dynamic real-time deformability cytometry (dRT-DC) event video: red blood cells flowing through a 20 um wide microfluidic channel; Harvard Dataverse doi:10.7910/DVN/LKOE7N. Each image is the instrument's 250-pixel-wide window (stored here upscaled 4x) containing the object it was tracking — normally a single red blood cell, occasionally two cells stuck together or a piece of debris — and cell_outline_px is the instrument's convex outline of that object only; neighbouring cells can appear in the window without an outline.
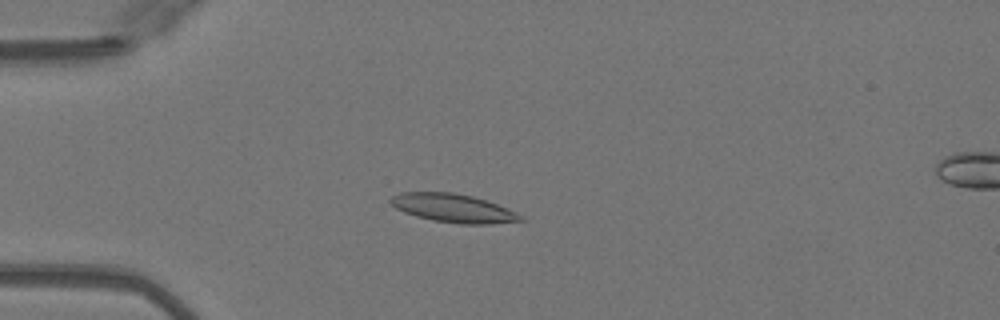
{"species": "Egyptian fruit bat (a non-hibernating species)", "species_latin": "Rousettus aegyptiacus", "temperature_condition": "warm", "stored_images_in_passage": 50, "camera_frame_rate_fps": 3000, "um_per_image_px": 0.085, "animal": {"sex": "female"}, "frame": {"image": 1, "passage_image": 14, "time_ms": 4.333, "image_size_px": [1000, 320], "cell_outline_px": [[524, 220], [488, 224], [460, 224], [432, 220], [416, 216], [404, 212], [396, 208], [388, 200], [392, 196], [400, 192], [452, 192], [472, 196], [496, 204], [516, 212], [524, 216]], "centroid_in_image_um": [38.5, 17.69], "position_along_channel_um": 46.5, "area_um2": 21.44}}
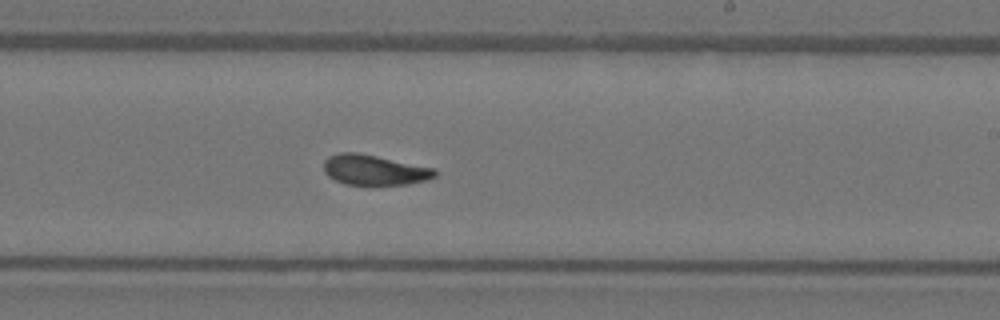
{"frame": {"image": 2, "passage_image": 31, "time_ms": 10.0, "image_size_px": [1000, 320], "cell_outline_px": [[440, 172], [436, 176], [428, 180], [408, 184], [376, 188], [372, 188], [344, 184], [328, 176], [324, 172], [324, 160], [328, 156], [340, 152], [356, 152], [436, 168]], "centroid_in_image_um": [31.85, 14.5], "position_along_channel_um": 257.1, "area_um2": 20.63}}
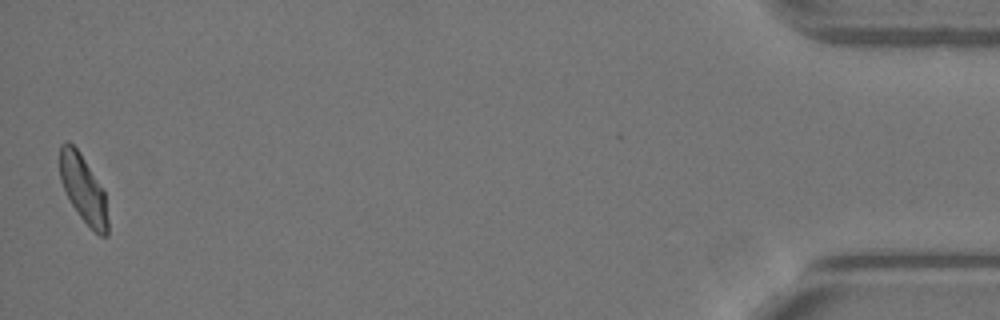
{"frame": {"image": 3, "passage_image": 50, "time_ms": 16.333, "image_size_px": [1000, 320], "cell_outline_px": [[108, 236], [100, 236], [80, 216], [72, 204], [60, 180], [60, 144], [68, 140], [80, 152], [104, 188], [108, 220]], "centroid_in_image_um": [7.1, 16.02], "position_along_channel_um": 428.1, "area_um2": 18.84}, "authors_computed_cell_mechanics": {"area_um2": 20.2589, "velocity_mm_per_s": 4.0821, "shape_relaxation_time_tau1_ms": 5.331, "shape_relaxation_time_tau2_ms": 1.7542, "deformation_change_tau1": 0.1914, "deformation_change_tau2": 0.0864}}